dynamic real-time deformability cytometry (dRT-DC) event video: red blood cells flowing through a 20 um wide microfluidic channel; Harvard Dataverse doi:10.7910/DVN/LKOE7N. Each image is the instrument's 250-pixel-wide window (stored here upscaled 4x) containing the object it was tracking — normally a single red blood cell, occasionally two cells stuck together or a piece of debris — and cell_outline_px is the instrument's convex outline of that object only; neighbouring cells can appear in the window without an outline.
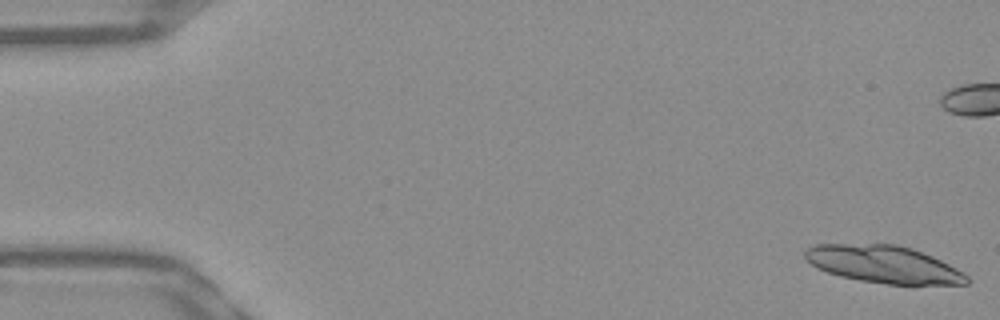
{"species": "Egyptian fruit bat (a non-hibernating species)", "species_latin": "Rousettus aegyptiacus", "temperature_condition": "warm", "stored_images_in_passage": 23, "camera_frame_rate_fps": 3000, "um_per_image_px": 0.085, "frame": {"image": 1, "passage_image": 1, "time_ms": 0.0, "image_size_px": [1000, 320], "cell_outline_px": [[972, 280], [968, 284], [888, 284], [860, 280], [840, 276], [816, 268], [804, 256], [804, 252], [808, 248], [816, 244], [896, 244], [912, 248], [932, 256], [964, 272]], "centroid_in_image_um": [75.13, 22.46], "position_along_channel_um": 9.9, "area_um2": 35.08}}